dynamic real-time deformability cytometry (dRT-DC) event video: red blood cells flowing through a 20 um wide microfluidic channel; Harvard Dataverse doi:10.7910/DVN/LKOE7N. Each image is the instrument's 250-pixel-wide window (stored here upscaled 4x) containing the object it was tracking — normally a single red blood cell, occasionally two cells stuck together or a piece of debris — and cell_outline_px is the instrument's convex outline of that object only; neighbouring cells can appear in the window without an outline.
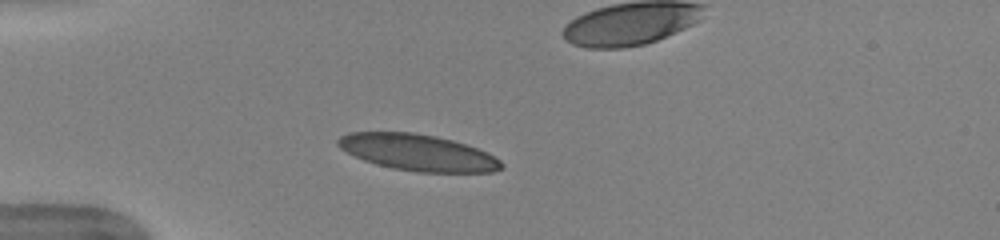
{"species": "human", "species_latin": "Homo sapiens", "temperature_condition": "warm", "stored_images_in_passage": 33, "camera_frame_rate_fps": 3000, "um_per_image_px": 0.085, "donor": {"sex": "female"}, "frame": {"image": 1, "passage_image": 1, "time_ms": 0.0, "image_size_px": [1000, 240], "cell_outline_px": [[504, 168], [492, 172], [416, 172], [392, 168], [376, 164], [364, 160], [340, 148], [336, 144], [336, 140], [340, 136], [348, 132], [416, 132], [436, 136], [452, 140], [488, 152], [500, 160], [504, 164]], "centroid_in_image_um": [35.52, 12.96], "position_along_channel_um": 49.5, "area_um2": 34.74}}
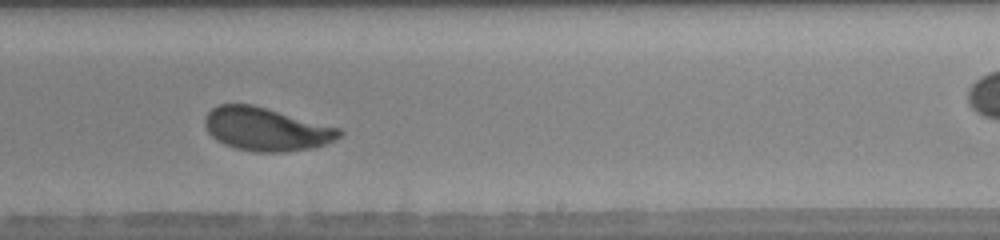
{"frame": {"image": 2, "passage_image": 19, "time_ms": 6.0, "image_size_px": [1000, 240], "cell_outline_px": [[344, 132], [340, 136], [324, 144], [312, 148], [284, 152], [256, 152], [236, 148], [224, 144], [216, 140], [208, 132], [204, 124], [204, 120], [208, 112], [212, 108], [220, 104], [252, 104], [340, 128]], "centroid_in_image_um": [22.6, 10.98], "position_along_channel_um": 266.4, "area_um2": 33.7}, "authors_computed_cell_mechanics": {"area_um2": 34.0442, "velocity_mm_per_s": 3.9587, "shape_relaxation_time_tau1_ms": 3.8068, "shape_relaxation_time_tau2_ms": null, "deformation_change_tau1": 0.1423, "deformation_change_tau2": null}}